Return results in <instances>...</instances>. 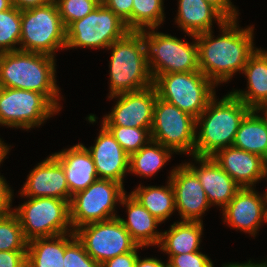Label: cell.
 I'll use <instances>...</instances> for the list:
<instances>
[{
	"label": "cell",
	"instance_id": "cell-33",
	"mask_svg": "<svg viewBox=\"0 0 267 267\" xmlns=\"http://www.w3.org/2000/svg\"><path fill=\"white\" fill-rule=\"evenodd\" d=\"M130 156L151 140V128L105 126Z\"/></svg>",
	"mask_w": 267,
	"mask_h": 267
},
{
	"label": "cell",
	"instance_id": "cell-23",
	"mask_svg": "<svg viewBox=\"0 0 267 267\" xmlns=\"http://www.w3.org/2000/svg\"><path fill=\"white\" fill-rule=\"evenodd\" d=\"M126 207L127 219L118 216L132 240L141 247L158 246L162 231L158 232V225L162 224L130 193L123 195L120 203Z\"/></svg>",
	"mask_w": 267,
	"mask_h": 267
},
{
	"label": "cell",
	"instance_id": "cell-13",
	"mask_svg": "<svg viewBox=\"0 0 267 267\" xmlns=\"http://www.w3.org/2000/svg\"><path fill=\"white\" fill-rule=\"evenodd\" d=\"M74 232L88 255L99 264L117 255L132 252L138 246L119 217L89 223Z\"/></svg>",
	"mask_w": 267,
	"mask_h": 267
},
{
	"label": "cell",
	"instance_id": "cell-24",
	"mask_svg": "<svg viewBox=\"0 0 267 267\" xmlns=\"http://www.w3.org/2000/svg\"><path fill=\"white\" fill-rule=\"evenodd\" d=\"M175 24L185 35H197L213 30V23L221 26L227 19L205 0H179ZM215 21V22H213Z\"/></svg>",
	"mask_w": 267,
	"mask_h": 267
},
{
	"label": "cell",
	"instance_id": "cell-34",
	"mask_svg": "<svg viewBox=\"0 0 267 267\" xmlns=\"http://www.w3.org/2000/svg\"><path fill=\"white\" fill-rule=\"evenodd\" d=\"M61 20L67 28L72 22L82 19L99 6L95 0H53Z\"/></svg>",
	"mask_w": 267,
	"mask_h": 267
},
{
	"label": "cell",
	"instance_id": "cell-38",
	"mask_svg": "<svg viewBox=\"0 0 267 267\" xmlns=\"http://www.w3.org/2000/svg\"><path fill=\"white\" fill-rule=\"evenodd\" d=\"M27 251H0V267H26Z\"/></svg>",
	"mask_w": 267,
	"mask_h": 267
},
{
	"label": "cell",
	"instance_id": "cell-26",
	"mask_svg": "<svg viewBox=\"0 0 267 267\" xmlns=\"http://www.w3.org/2000/svg\"><path fill=\"white\" fill-rule=\"evenodd\" d=\"M75 238V232H70L28 241L26 267H64L65 248Z\"/></svg>",
	"mask_w": 267,
	"mask_h": 267
},
{
	"label": "cell",
	"instance_id": "cell-19",
	"mask_svg": "<svg viewBox=\"0 0 267 267\" xmlns=\"http://www.w3.org/2000/svg\"><path fill=\"white\" fill-rule=\"evenodd\" d=\"M194 163L185 164L198 177L211 206L224 208L241 188L212 157L191 156Z\"/></svg>",
	"mask_w": 267,
	"mask_h": 267
},
{
	"label": "cell",
	"instance_id": "cell-1",
	"mask_svg": "<svg viewBox=\"0 0 267 267\" xmlns=\"http://www.w3.org/2000/svg\"><path fill=\"white\" fill-rule=\"evenodd\" d=\"M238 18L226 20L215 37L213 30L196 35L200 71L216 86L242 73L254 45V26L239 27ZM215 38V39H214Z\"/></svg>",
	"mask_w": 267,
	"mask_h": 267
},
{
	"label": "cell",
	"instance_id": "cell-44",
	"mask_svg": "<svg viewBox=\"0 0 267 267\" xmlns=\"http://www.w3.org/2000/svg\"><path fill=\"white\" fill-rule=\"evenodd\" d=\"M221 267H267V263L265 261L258 263V262H252L251 260H249L248 262L245 263H227V264H223Z\"/></svg>",
	"mask_w": 267,
	"mask_h": 267
},
{
	"label": "cell",
	"instance_id": "cell-3",
	"mask_svg": "<svg viewBox=\"0 0 267 267\" xmlns=\"http://www.w3.org/2000/svg\"><path fill=\"white\" fill-rule=\"evenodd\" d=\"M250 111L231 92L220 100L215 95L196 118L194 156L211 157L220 149L233 146L239 126Z\"/></svg>",
	"mask_w": 267,
	"mask_h": 267
},
{
	"label": "cell",
	"instance_id": "cell-31",
	"mask_svg": "<svg viewBox=\"0 0 267 267\" xmlns=\"http://www.w3.org/2000/svg\"><path fill=\"white\" fill-rule=\"evenodd\" d=\"M28 241L16 214L0 215V251H27Z\"/></svg>",
	"mask_w": 267,
	"mask_h": 267
},
{
	"label": "cell",
	"instance_id": "cell-47",
	"mask_svg": "<svg viewBox=\"0 0 267 267\" xmlns=\"http://www.w3.org/2000/svg\"><path fill=\"white\" fill-rule=\"evenodd\" d=\"M264 178L263 179H267L266 177H267V159L264 161V176H263ZM265 192V195L267 196V189H266V191H264Z\"/></svg>",
	"mask_w": 267,
	"mask_h": 267
},
{
	"label": "cell",
	"instance_id": "cell-7",
	"mask_svg": "<svg viewBox=\"0 0 267 267\" xmlns=\"http://www.w3.org/2000/svg\"><path fill=\"white\" fill-rule=\"evenodd\" d=\"M153 85L157 96L197 118L216 95L217 87L200 70L159 75Z\"/></svg>",
	"mask_w": 267,
	"mask_h": 267
},
{
	"label": "cell",
	"instance_id": "cell-35",
	"mask_svg": "<svg viewBox=\"0 0 267 267\" xmlns=\"http://www.w3.org/2000/svg\"><path fill=\"white\" fill-rule=\"evenodd\" d=\"M64 267H101L92 259L77 237L65 248L63 257Z\"/></svg>",
	"mask_w": 267,
	"mask_h": 267
},
{
	"label": "cell",
	"instance_id": "cell-46",
	"mask_svg": "<svg viewBox=\"0 0 267 267\" xmlns=\"http://www.w3.org/2000/svg\"><path fill=\"white\" fill-rule=\"evenodd\" d=\"M12 7L13 6L10 0H0V12L10 9Z\"/></svg>",
	"mask_w": 267,
	"mask_h": 267
},
{
	"label": "cell",
	"instance_id": "cell-40",
	"mask_svg": "<svg viewBox=\"0 0 267 267\" xmlns=\"http://www.w3.org/2000/svg\"><path fill=\"white\" fill-rule=\"evenodd\" d=\"M1 174V173H0ZM5 177L0 175V215L13 211L12 200L14 190L11 189Z\"/></svg>",
	"mask_w": 267,
	"mask_h": 267
},
{
	"label": "cell",
	"instance_id": "cell-25",
	"mask_svg": "<svg viewBox=\"0 0 267 267\" xmlns=\"http://www.w3.org/2000/svg\"><path fill=\"white\" fill-rule=\"evenodd\" d=\"M163 231L157 247L166 255H178L200 251L203 222L177 221Z\"/></svg>",
	"mask_w": 267,
	"mask_h": 267
},
{
	"label": "cell",
	"instance_id": "cell-37",
	"mask_svg": "<svg viewBox=\"0 0 267 267\" xmlns=\"http://www.w3.org/2000/svg\"><path fill=\"white\" fill-rule=\"evenodd\" d=\"M103 5L119 16L130 31H132L133 0H105Z\"/></svg>",
	"mask_w": 267,
	"mask_h": 267
},
{
	"label": "cell",
	"instance_id": "cell-27",
	"mask_svg": "<svg viewBox=\"0 0 267 267\" xmlns=\"http://www.w3.org/2000/svg\"><path fill=\"white\" fill-rule=\"evenodd\" d=\"M233 146L267 159V110H251L245 116Z\"/></svg>",
	"mask_w": 267,
	"mask_h": 267
},
{
	"label": "cell",
	"instance_id": "cell-28",
	"mask_svg": "<svg viewBox=\"0 0 267 267\" xmlns=\"http://www.w3.org/2000/svg\"><path fill=\"white\" fill-rule=\"evenodd\" d=\"M166 186H143L139 184L130 194L161 223L176 211L174 191L170 180Z\"/></svg>",
	"mask_w": 267,
	"mask_h": 267
},
{
	"label": "cell",
	"instance_id": "cell-45",
	"mask_svg": "<svg viewBox=\"0 0 267 267\" xmlns=\"http://www.w3.org/2000/svg\"><path fill=\"white\" fill-rule=\"evenodd\" d=\"M11 148V145L8 146L6 143H4V141H2V139L0 138V166L3 163L4 159L6 158V156L9 153V150ZM2 162V163H1Z\"/></svg>",
	"mask_w": 267,
	"mask_h": 267
},
{
	"label": "cell",
	"instance_id": "cell-48",
	"mask_svg": "<svg viewBox=\"0 0 267 267\" xmlns=\"http://www.w3.org/2000/svg\"><path fill=\"white\" fill-rule=\"evenodd\" d=\"M165 267H176L169 260H167Z\"/></svg>",
	"mask_w": 267,
	"mask_h": 267
},
{
	"label": "cell",
	"instance_id": "cell-43",
	"mask_svg": "<svg viewBox=\"0 0 267 267\" xmlns=\"http://www.w3.org/2000/svg\"><path fill=\"white\" fill-rule=\"evenodd\" d=\"M134 267H165V262L156 257L141 259V256H138Z\"/></svg>",
	"mask_w": 267,
	"mask_h": 267
},
{
	"label": "cell",
	"instance_id": "cell-39",
	"mask_svg": "<svg viewBox=\"0 0 267 267\" xmlns=\"http://www.w3.org/2000/svg\"><path fill=\"white\" fill-rule=\"evenodd\" d=\"M144 247L137 246L132 252H127L122 255H117L114 258L106 260L101 264V267H134L138 258V250Z\"/></svg>",
	"mask_w": 267,
	"mask_h": 267
},
{
	"label": "cell",
	"instance_id": "cell-9",
	"mask_svg": "<svg viewBox=\"0 0 267 267\" xmlns=\"http://www.w3.org/2000/svg\"><path fill=\"white\" fill-rule=\"evenodd\" d=\"M126 193L124 186L109 179H97L71 197L70 222L73 230L94 222L118 217L116 206Z\"/></svg>",
	"mask_w": 267,
	"mask_h": 267
},
{
	"label": "cell",
	"instance_id": "cell-15",
	"mask_svg": "<svg viewBox=\"0 0 267 267\" xmlns=\"http://www.w3.org/2000/svg\"><path fill=\"white\" fill-rule=\"evenodd\" d=\"M221 210L223 222L229 227L256 237L260 226L267 223V196L254 187L240 188Z\"/></svg>",
	"mask_w": 267,
	"mask_h": 267
},
{
	"label": "cell",
	"instance_id": "cell-50",
	"mask_svg": "<svg viewBox=\"0 0 267 267\" xmlns=\"http://www.w3.org/2000/svg\"><path fill=\"white\" fill-rule=\"evenodd\" d=\"M96 2H98L99 4H103V2L105 1V0H95Z\"/></svg>",
	"mask_w": 267,
	"mask_h": 267
},
{
	"label": "cell",
	"instance_id": "cell-6",
	"mask_svg": "<svg viewBox=\"0 0 267 267\" xmlns=\"http://www.w3.org/2000/svg\"><path fill=\"white\" fill-rule=\"evenodd\" d=\"M19 50L56 56L66 48V27L54 1L21 11V39Z\"/></svg>",
	"mask_w": 267,
	"mask_h": 267
},
{
	"label": "cell",
	"instance_id": "cell-8",
	"mask_svg": "<svg viewBox=\"0 0 267 267\" xmlns=\"http://www.w3.org/2000/svg\"><path fill=\"white\" fill-rule=\"evenodd\" d=\"M13 209L27 241L74 232L69 201L49 197H29Z\"/></svg>",
	"mask_w": 267,
	"mask_h": 267
},
{
	"label": "cell",
	"instance_id": "cell-14",
	"mask_svg": "<svg viewBox=\"0 0 267 267\" xmlns=\"http://www.w3.org/2000/svg\"><path fill=\"white\" fill-rule=\"evenodd\" d=\"M116 104L111 112L103 116L104 126L151 128L157 92L154 85L142 90L121 93L108 97Z\"/></svg>",
	"mask_w": 267,
	"mask_h": 267
},
{
	"label": "cell",
	"instance_id": "cell-16",
	"mask_svg": "<svg viewBox=\"0 0 267 267\" xmlns=\"http://www.w3.org/2000/svg\"><path fill=\"white\" fill-rule=\"evenodd\" d=\"M169 173L175 208L181 221L203 222L202 215L211 205L196 174L183 162Z\"/></svg>",
	"mask_w": 267,
	"mask_h": 267
},
{
	"label": "cell",
	"instance_id": "cell-22",
	"mask_svg": "<svg viewBox=\"0 0 267 267\" xmlns=\"http://www.w3.org/2000/svg\"><path fill=\"white\" fill-rule=\"evenodd\" d=\"M242 74L247 78L246 90H232L251 110H267V51L257 48L248 58Z\"/></svg>",
	"mask_w": 267,
	"mask_h": 267
},
{
	"label": "cell",
	"instance_id": "cell-4",
	"mask_svg": "<svg viewBox=\"0 0 267 267\" xmlns=\"http://www.w3.org/2000/svg\"><path fill=\"white\" fill-rule=\"evenodd\" d=\"M107 49L111 50L108 97L153 85L142 31H129Z\"/></svg>",
	"mask_w": 267,
	"mask_h": 267
},
{
	"label": "cell",
	"instance_id": "cell-2",
	"mask_svg": "<svg viewBox=\"0 0 267 267\" xmlns=\"http://www.w3.org/2000/svg\"><path fill=\"white\" fill-rule=\"evenodd\" d=\"M56 58L23 50L0 53V81L4 87L44 94L61 110L56 84Z\"/></svg>",
	"mask_w": 267,
	"mask_h": 267
},
{
	"label": "cell",
	"instance_id": "cell-5",
	"mask_svg": "<svg viewBox=\"0 0 267 267\" xmlns=\"http://www.w3.org/2000/svg\"><path fill=\"white\" fill-rule=\"evenodd\" d=\"M157 30L158 28H150L142 31L146 41L148 66L153 81L159 75L166 73L200 70L196 35L191 34L194 41L190 43L171 34L157 32Z\"/></svg>",
	"mask_w": 267,
	"mask_h": 267
},
{
	"label": "cell",
	"instance_id": "cell-36",
	"mask_svg": "<svg viewBox=\"0 0 267 267\" xmlns=\"http://www.w3.org/2000/svg\"><path fill=\"white\" fill-rule=\"evenodd\" d=\"M168 257V260L176 267H214L211 258L201 251L168 255Z\"/></svg>",
	"mask_w": 267,
	"mask_h": 267
},
{
	"label": "cell",
	"instance_id": "cell-10",
	"mask_svg": "<svg viewBox=\"0 0 267 267\" xmlns=\"http://www.w3.org/2000/svg\"><path fill=\"white\" fill-rule=\"evenodd\" d=\"M130 30L126 23L103 4L66 28V48L106 49Z\"/></svg>",
	"mask_w": 267,
	"mask_h": 267
},
{
	"label": "cell",
	"instance_id": "cell-49",
	"mask_svg": "<svg viewBox=\"0 0 267 267\" xmlns=\"http://www.w3.org/2000/svg\"><path fill=\"white\" fill-rule=\"evenodd\" d=\"M4 86H3V84L1 83V81H0V96H1V94H2V92H3V90H4Z\"/></svg>",
	"mask_w": 267,
	"mask_h": 267
},
{
	"label": "cell",
	"instance_id": "cell-12",
	"mask_svg": "<svg viewBox=\"0 0 267 267\" xmlns=\"http://www.w3.org/2000/svg\"><path fill=\"white\" fill-rule=\"evenodd\" d=\"M60 110L44 95L5 87L0 96V125L28 131Z\"/></svg>",
	"mask_w": 267,
	"mask_h": 267
},
{
	"label": "cell",
	"instance_id": "cell-11",
	"mask_svg": "<svg viewBox=\"0 0 267 267\" xmlns=\"http://www.w3.org/2000/svg\"><path fill=\"white\" fill-rule=\"evenodd\" d=\"M151 139L176 154L194 155L196 118L159 98L154 104Z\"/></svg>",
	"mask_w": 267,
	"mask_h": 267
},
{
	"label": "cell",
	"instance_id": "cell-17",
	"mask_svg": "<svg viewBox=\"0 0 267 267\" xmlns=\"http://www.w3.org/2000/svg\"><path fill=\"white\" fill-rule=\"evenodd\" d=\"M21 197H49L71 200L67 179L61 163L51 154L27 175L19 192Z\"/></svg>",
	"mask_w": 267,
	"mask_h": 267
},
{
	"label": "cell",
	"instance_id": "cell-29",
	"mask_svg": "<svg viewBox=\"0 0 267 267\" xmlns=\"http://www.w3.org/2000/svg\"><path fill=\"white\" fill-rule=\"evenodd\" d=\"M172 154H175L172 149L151 139L129 156V173L146 179L153 177L170 161Z\"/></svg>",
	"mask_w": 267,
	"mask_h": 267
},
{
	"label": "cell",
	"instance_id": "cell-20",
	"mask_svg": "<svg viewBox=\"0 0 267 267\" xmlns=\"http://www.w3.org/2000/svg\"><path fill=\"white\" fill-rule=\"evenodd\" d=\"M214 161L241 187H254L264 176L262 157L229 146L211 156Z\"/></svg>",
	"mask_w": 267,
	"mask_h": 267
},
{
	"label": "cell",
	"instance_id": "cell-18",
	"mask_svg": "<svg viewBox=\"0 0 267 267\" xmlns=\"http://www.w3.org/2000/svg\"><path fill=\"white\" fill-rule=\"evenodd\" d=\"M95 144L86 149L90 152L99 179H109L124 186V177L129 173V155L101 123Z\"/></svg>",
	"mask_w": 267,
	"mask_h": 267
},
{
	"label": "cell",
	"instance_id": "cell-21",
	"mask_svg": "<svg viewBox=\"0 0 267 267\" xmlns=\"http://www.w3.org/2000/svg\"><path fill=\"white\" fill-rule=\"evenodd\" d=\"M61 163L71 197L99 179L93 158L82 143L52 153Z\"/></svg>",
	"mask_w": 267,
	"mask_h": 267
},
{
	"label": "cell",
	"instance_id": "cell-42",
	"mask_svg": "<svg viewBox=\"0 0 267 267\" xmlns=\"http://www.w3.org/2000/svg\"><path fill=\"white\" fill-rule=\"evenodd\" d=\"M13 7L20 11L28 10L36 7H42L49 4L53 0H10Z\"/></svg>",
	"mask_w": 267,
	"mask_h": 267
},
{
	"label": "cell",
	"instance_id": "cell-41",
	"mask_svg": "<svg viewBox=\"0 0 267 267\" xmlns=\"http://www.w3.org/2000/svg\"><path fill=\"white\" fill-rule=\"evenodd\" d=\"M213 5L227 20L239 18V10H237L231 0H205Z\"/></svg>",
	"mask_w": 267,
	"mask_h": 267
},
{
	"label": "cell",
	"instance_id": "cell-30",
	"mask_svg": "<svg viewBox=\"0 0 267 267\" xmlns=\"http://www.w3.org/2000/svg\"><path fill=\"white\" fill-rule=\"evenodd\" d=\"M165 18L164 0H133L132 31L159 28Z\"/></svg>",
	"mask_w": 267,
	"mask_h": 267
},
{
	"label": "cell",
	"instance_id": "cell-32",
	"mask_svg": "<svg viewBox=\"0 0 267 267\" xmlns=\"http://www.w3.org/2000/svg\"><path fill=\"white\" fill-rule=\"evenodd\" d=\"M21 11L15 7L0 12V53L19 50Z\"/></svg>",
	"mask_w": 267,
	"mask_h": 267
}]
</instances>
